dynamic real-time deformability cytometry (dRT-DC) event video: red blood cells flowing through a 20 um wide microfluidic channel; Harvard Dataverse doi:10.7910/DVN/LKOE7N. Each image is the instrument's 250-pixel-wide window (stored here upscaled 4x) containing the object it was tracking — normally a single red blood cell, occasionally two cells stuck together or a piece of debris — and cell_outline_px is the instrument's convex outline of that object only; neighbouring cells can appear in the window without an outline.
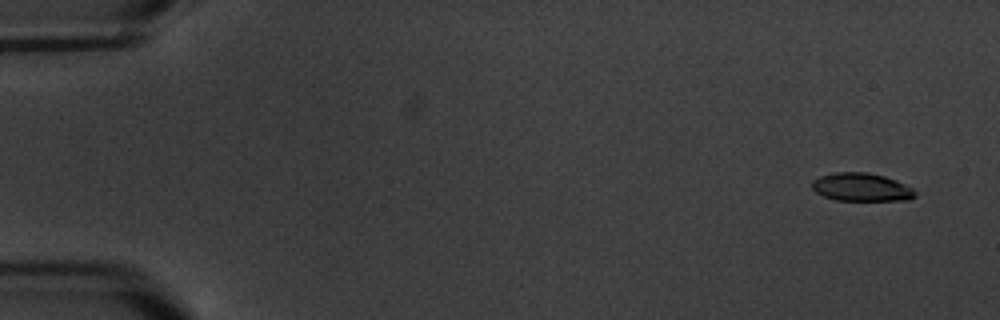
{"species": "common noctule bat (a hibernating species)", "species_latin": "Nyctalus noctula", "temperature_condition": "warm", "stored_images_in_passage": 6, "camera_frame_rate_fps": 3000, "um_per_image_px": 0.085, "animal": {"sex": "male", "body_mass_g": 20.1, "forearm_length_mm": 53.5}, "frame": {"image": 1, "passage_image": 1, "time_ms": 0.0, "image_size_px": [1000, 320], "cell_outline_px": [[916, 196], [908, 200], [836, 200], [824, 196], [816, 192], [812, 188], [812, 180], [820, 176], [836, 172], [868, 172], [884, 176], [896, 180], [912, 188], [916, 192]], "centroid_in_image_um": [73.22, 15.9], "position_along_channel_um": 11.8, "area_um2": 16.88}}
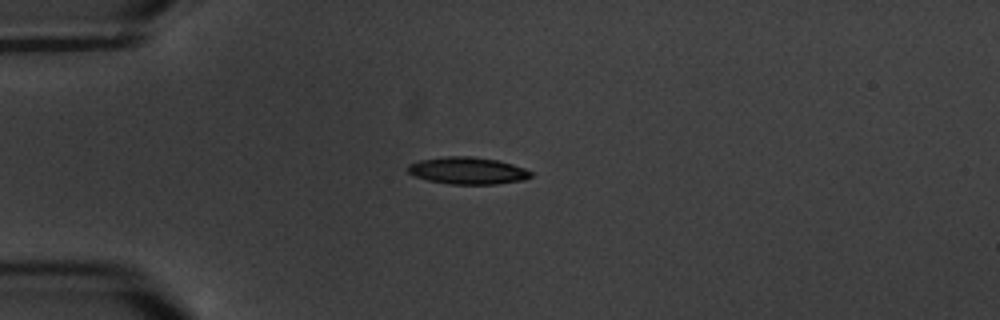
{"frame": {"image": 2, "passage_image": 4, "time_ms": 4.333, "image_size_px": [1000, 320], "cell_outline_px": [[532, 176], [524, 180], [496, 184], [452, 184], [428, 180], [416, 176], [408, 172], [408, 164], [420, 160], [448, 156], [472, 156], [496, 160], [512, 164], [524, 168], [532, 172]], "centroid_in_image_um": [39.77, 14.5], "position_along_channel_um": 45.2, "area_um2": 19.25}}